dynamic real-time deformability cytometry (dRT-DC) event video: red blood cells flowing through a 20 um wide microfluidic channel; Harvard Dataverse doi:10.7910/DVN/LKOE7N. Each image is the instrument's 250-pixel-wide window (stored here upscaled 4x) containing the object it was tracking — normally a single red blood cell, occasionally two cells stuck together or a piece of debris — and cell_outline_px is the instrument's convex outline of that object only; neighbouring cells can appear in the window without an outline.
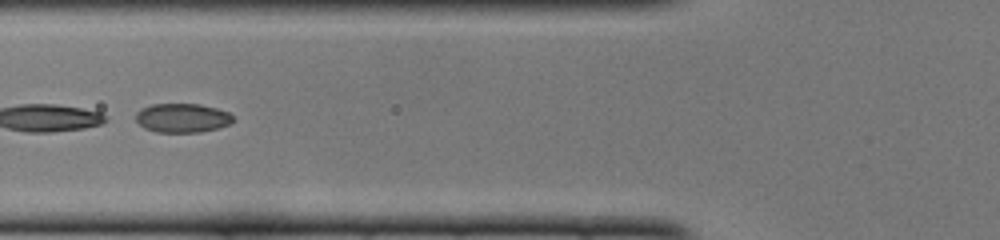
{"species": "common noctule bat (a hibernating species)", "species_latin": "Nyctalus noctula", "temperature_condition": "cold", "stored_images_in_passage": 47, "segment_of_instrument_passage": [2, 2], "camera_frame_rate_fps": 3000, "um_per_image_px": 0.085, "animal": {"sex": "female", "body_mass_g": 22.0, "forearm_length_mm": 56.7}, "frame": {"image": 1, "passage_image": 17, "time_ms": 5.333, "image_size_px": [1000, 240], "cell_outline_px": [[232, 120], [228, 124], [216, 128], [200, 132], [156, 132], [144, 128], [136, 120], [136, 112], [140, 108], [152, 104], [200, 104], [216, 108], [228, 112], [232, 116]], "centroid_in_image_um": [15.45, 10.02], "position_along_channel_um": 110.4, "area_um2": 16.36}}